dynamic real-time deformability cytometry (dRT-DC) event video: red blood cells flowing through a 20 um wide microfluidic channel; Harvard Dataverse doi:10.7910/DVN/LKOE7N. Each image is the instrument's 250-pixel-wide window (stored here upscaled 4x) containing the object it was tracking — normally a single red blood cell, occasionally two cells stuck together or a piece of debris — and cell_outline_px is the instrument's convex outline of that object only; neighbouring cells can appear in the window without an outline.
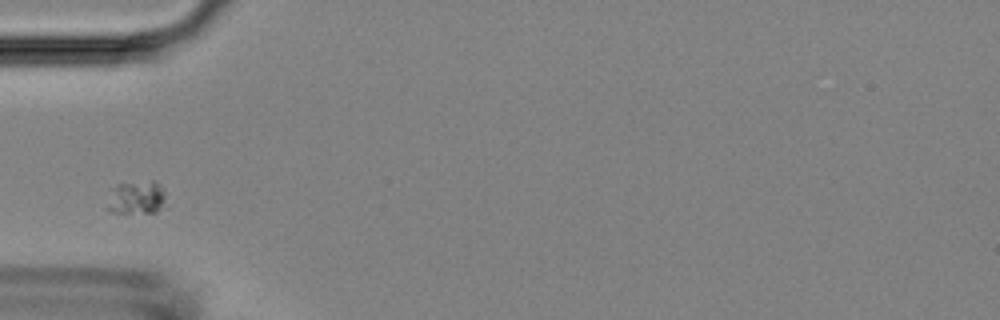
{"species": "Egyptian fruit bat (a non-hibernating species)", "species_latin": "Rousettus aegyptiacus", "temperature_condition": "room temperature", "stored_images_in_passage": 9, "camera_frame_rate_fps": 3000, "um_per_image_px": 0.085, "animal": {"sex": "female"}, "frame": {"image": 1, "passage_image": 6, "time_ms": 6.667, "image_size_px": [1000, 320], "cell_outline_px": [[168, 208], [156, 212], [108, 212], [108, 208], [112, 188], [116, 184], [152, 180], [156, 180], [164, 192]], "centroid_in_image_um": [11.69, 16.79], "position_along_channel_um": 73.3, "area_um2": 11.56}}